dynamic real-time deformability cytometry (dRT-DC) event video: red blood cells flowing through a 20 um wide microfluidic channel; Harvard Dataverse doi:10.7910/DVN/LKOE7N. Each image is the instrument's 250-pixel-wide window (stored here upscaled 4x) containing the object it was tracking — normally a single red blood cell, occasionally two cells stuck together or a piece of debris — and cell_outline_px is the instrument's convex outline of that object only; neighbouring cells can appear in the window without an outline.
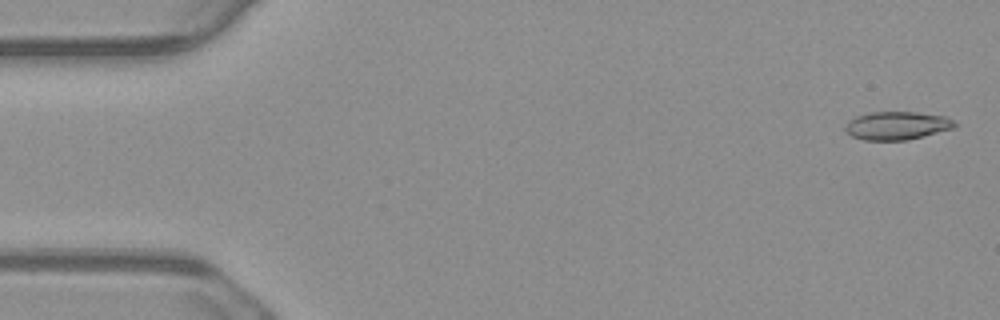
{"species": "common noctule bat (a hibernating species)", "species_latin": "Nyctalus noctula", "temperature_condition": "warm", "stored_images_in_passage": 55, "camera_frame_rate_fps": 3000, "um_per_image_px": 0.085, "animal": {"sex": "male", "body_mass_g": 23.1, "forearm_length_mm": 52.7}, "frame": {"image": 1, "passage_image": 2, "time_ms": 0.333, "image_size_px": [1000, 320], "cell_outline_px": [[960, 124], [956, 128], [908, 140], [864, 140], [852, 136], [844, 128], [848, 120], [856, 116], [868, 112], [916, 112], [944, 116]], "centroid_in_image_um": [76.27, 10.67], "position_along_channel_um": 8.7, "area_um2": 18.15}}
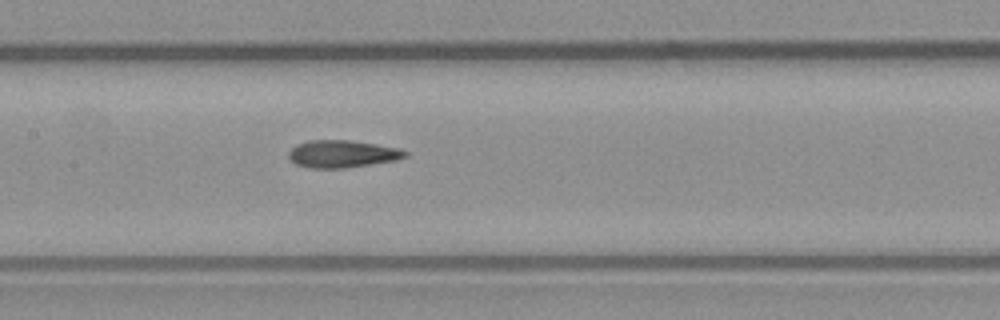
{"frame": {"image": 2, "passage_image": 26, "time_ms": 8.333, "image_size_px": [1000, 320], "cell_outline_px": [[408, 156], [396, 160], [372, 164], [344, 168], [308, 168], [296, 164], [288, 156], [288, 152], [296, 144], [308, 140], [352, 140], [400, 148], [408, 152]], "centroid_in_image_um": [29.1, 13.07], "position_along_channel_um": 178.3, "area_um2": 18.73}}
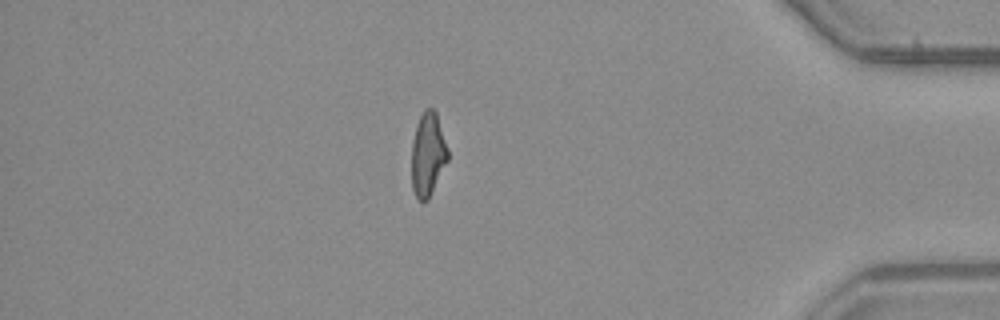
{"frame": {"image": 3, "passage_image": 47, "time_ms": 15.333, "image_size_px": [1000, 320], "cell_outline_px": [[448, 160], [428, 200], [420, 200], [416, 196], [412, 188], [412, 140], [416, 124], [424, 108], [432, 108], [436, 112], [448, 148]], "centroid_in_image_um": [36.37, 13.09], "position_along_channel_um": 398.8, "area_um2": 17.63}, "authors_computed_cell_mechanics": {"area_um2": 18.207, "velocity_mm_per_s": 3.7598, "shape_relaxation_time_tau1_ms": 7.0536, "shape_relaxation_time_tau2_ms": 2.6068, "deformation_change_tau1": 0.198, "deformation_change_tau2": 0.1159}}